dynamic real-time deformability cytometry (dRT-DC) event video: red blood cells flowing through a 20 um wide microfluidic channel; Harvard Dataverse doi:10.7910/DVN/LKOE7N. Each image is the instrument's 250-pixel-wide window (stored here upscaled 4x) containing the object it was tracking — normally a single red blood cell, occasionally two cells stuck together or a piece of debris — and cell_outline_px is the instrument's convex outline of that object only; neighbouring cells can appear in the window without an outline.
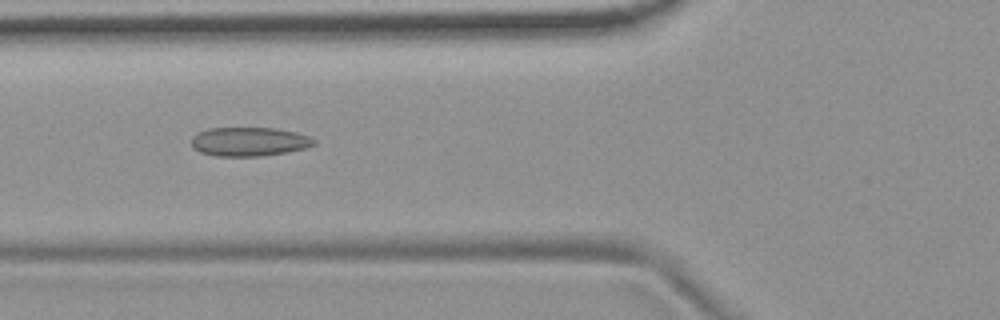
{"species": "common noctule bat (a hibernating species)", "species_latin": "Nyctalus noctula", "temperature_condition": "room temperature", "stored_images_in_passage": 43, "camera_frame_rate_fps": 3000, "um_per_image_px": 0.085, "animal": {"sex": "female", "body_mass_g": 19.9}, "frame": {"image": 1, "passage_image": 10, "time_ms": 3.0, "image_size_px": [1000, 320], "cell_outline_px": [[316, 144], [304, 148], [288, 152], [260, 156], [216, 156], [200, 152], [192, 148], [192, 136], [196, 132], [208, 128], [276, 128], [296, 132], [308, 136], [316, 140]], "centroid_in_image_um": [21.15, 12.04], "position_along_channel_um": 104.6, "area_um2": 20.81}}
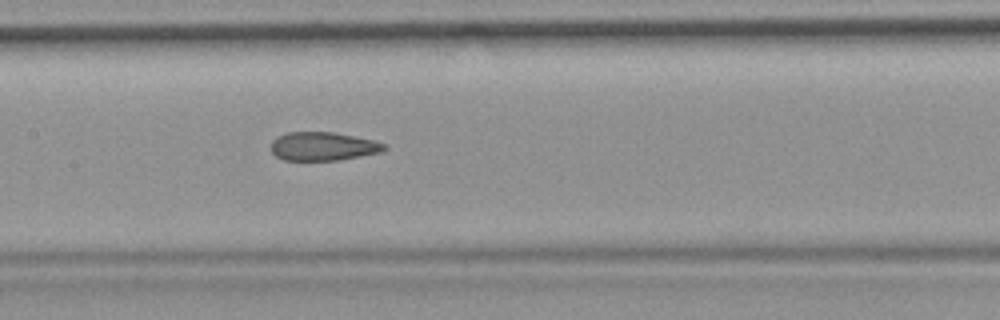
{"frame": {"image": 2, "passage_image": 16, "time_ms": 5.0, "image_size_px": [1000, 320], "cell_outline_px": [[388, 148], [380, 152], [340, 160], [284, 160], [276, 156], [272, 152], [272, 140], [276, 136], [288, 132], [332, 132], [372, 140], [384, 144]], "centroid_in_image_um": [27.42, 12.44], "position_along_channel_um": 180.0, "area_um2": 18.67}}
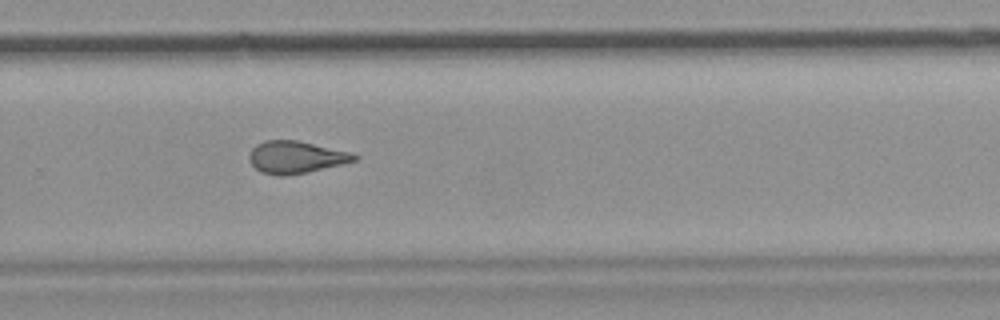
{"frame": {"image": 3, "passage_image": 26, "time_ms": 8.333, "image_size_px": [1000, 320], "cell_outline_px": [[360, 156], [356, 160], [340, 164], [304, 172], [284, 176], [280, 176], [260, 172], [252, 164], [252, 148], [256, 144], [264, 140], [296, 140], [348, 152]], "centroid_in_image_um": [25.13, 13.35], "position_along_channel_um": 304.7, "area_um2": 19.07}, "authors_computed_cell_mechanics": {"area_um2": 19.7098, "velocity_mm_per_s": 3.7572, "shape_relaxation_time_tau1_ms": null, "shape_relaxation_time_tau2_ms": 2.0371, "deformation_change_tau1": null, "deformation_change_tau2": 0.0941}}